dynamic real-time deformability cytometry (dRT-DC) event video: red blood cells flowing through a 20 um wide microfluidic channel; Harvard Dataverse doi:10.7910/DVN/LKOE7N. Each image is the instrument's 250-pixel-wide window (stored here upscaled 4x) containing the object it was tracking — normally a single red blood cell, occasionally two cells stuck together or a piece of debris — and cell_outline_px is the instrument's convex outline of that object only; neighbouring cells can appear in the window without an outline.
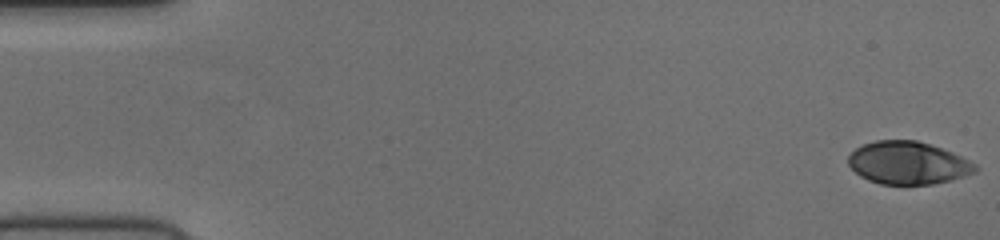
{"species": "human", "species_latin": "Homo sapiens", "temperature_condition": "cold", "stored_images_in_passage": 53, "camera_frame_rate_fps": 3000, "um_per_image_px": 0.085, "donor": {"sex": "female"}, "frame": {"image": 1, "passage_image": 1, "time_ms": 0.0, "image_size_px": [1000, 240], "cell_outline_px": [[980, 168], [976, 172], [948, 180], [932, 184], [880, 184], [868, 180], [860, 176], [848, 164], [848, 156], [856, 148], [864, 144], [876, 140], [916, 140], [952, 152], [976, 164]], "centroid_in_image_um": [77.16, 13.85], "position_along_channel_um": 7.8, "area_um2": 31.33}}
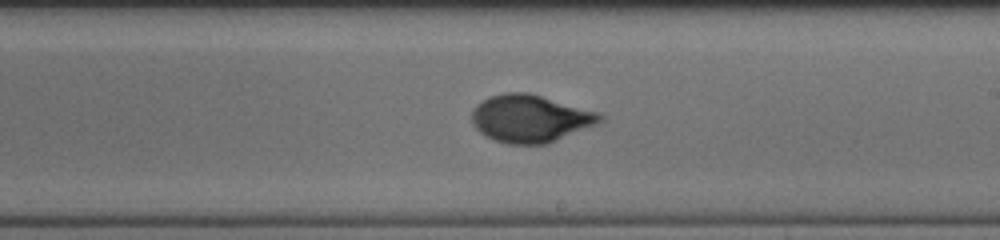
{"frame": {"image": 2, "passage_image": 31, "time_ms": 10.0, "image_size_px": [1000, 240], "cell_outline_px": [[604, 120], [600, 124], [556, 140], [544, 144], [508, 144], [484, 136], [472, 124], [472, 112], [476, 104], [488, 96], [504, 92], [528, 92], [600, 112], [604, 116]], "centroid_in_image_um": [45.1, 10.06], "position_along_channel_um": 243.9, "area_um2": 35.84}}
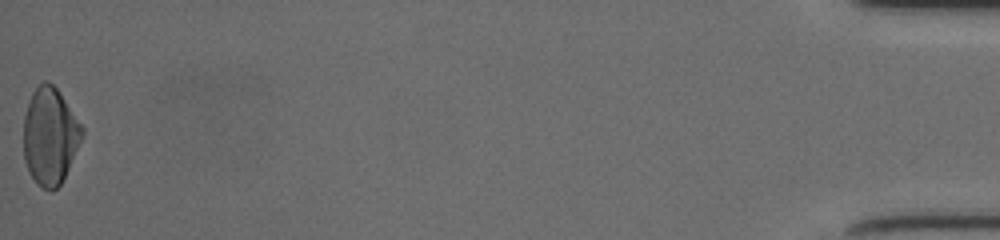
{"frame": {"image": 3, "passage_image": 53, "time_ms": 17.333, "image_size_px": [1000, 240], "cell_outline_px": [[84, 132], [68, 168], [60, 184], [52, 192], [36, 184], [28, 172], [24, 160], [24, 116], [32, 92], [44, 80], [48, 80], [56, 88], [84, 128]], "centroid_in_image_um": [4.22, 11.58], "position_along_channel_um": 431.0, "area_um2": 32.71}}